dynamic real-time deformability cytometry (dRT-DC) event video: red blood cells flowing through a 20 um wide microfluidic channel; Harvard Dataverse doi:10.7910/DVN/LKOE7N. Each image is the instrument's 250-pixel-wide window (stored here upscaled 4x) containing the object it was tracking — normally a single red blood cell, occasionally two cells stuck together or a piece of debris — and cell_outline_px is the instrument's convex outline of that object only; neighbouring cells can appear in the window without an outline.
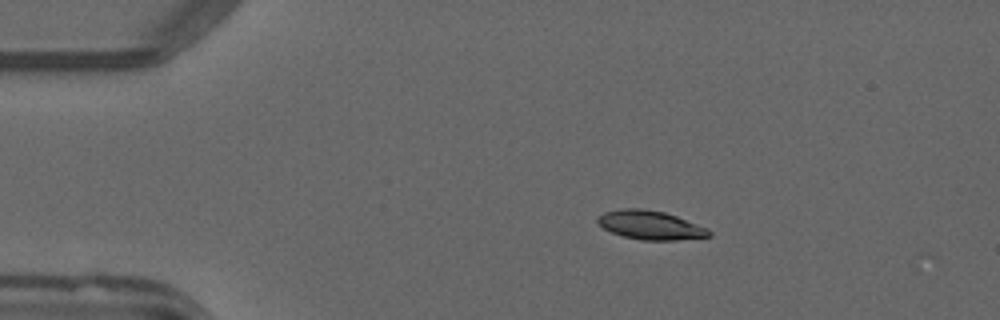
{"species": "common noctule bat (a hibernating species)", "species_latin": "Nyctalus noctula", "temperature_condition": "warm", "stored_images_in_passage": 3, "camera_frame_rate_fps": 3000, "um_per_image_px": 0.085, "animal": {"sex": "male", "forearm_length_mm": 52.5}, "frame": {"image": 1, "passage_image": 1, "time_ms": 0.0, "image_size_px": [1000, 320], "cell_outline_px": [[712, 236], [676, 240], [640, 240], [624, 236], [612, 232], [604, 228], [596, 220], [604, 212], [624, 208], [640, 208], [664, 212], [676, 216], [708, 228], [712, 232]], "centroid_in_image_um": [55.32, 19.14], "position_along_channel_um": 29.7, "area_um2": 18.55}}